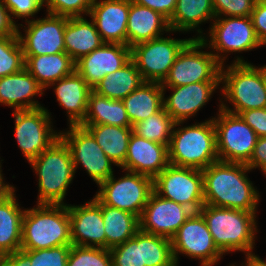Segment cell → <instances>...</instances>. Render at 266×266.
I'll return each mask as SVG.
<instances>
[{
  "instance_id": "obj_1",
  "label": "cell",
  "mask_w": 266,
  "mask_h": 266,
  "mask_svg": "<svg viewBox=\"0 0 266 266\" xmlns=\"http://www.w3.org/2000/svg\"><path fill=\"white\" fill-rule=\"evenodd\" d=\"M244 163L217 161L202 170L204 203L246 212H256L259 192L245 175Z\"/></svg>"
},
{
  "instance_id": "obj_2",
  "label": "cell",
  "mask_w": 266,
  "mask_h": 266,
  "mask_svg": "<svg viewBox=\"0 0 266 266\" xmlns=\"http://www.w3.org/2000/svg\"><path fill=\"white\" fill-rule=\"evenodd\" d=\"M21 232V250L72 245L67 204H38L36 208L25 210Z\"/></svg>"
},
{
  "instance_id": "obj_3",
  "label": "cell",
  "mask_w": 266,
  "mask_h": 266,
  "mask_svg": "<svg viewBox=\"0 0 266 266\" xmlns=\"http://www.w3.org/2000/svg\"><path fill=\"white\" fill-rule=\"evenodd\" d=\"M206 221L214 244L224 254L230 251H244L252 255L256 229V213L242 210L214 207L208 204L199 210Z\"/></svg>"
},
{
  "instance_id": "obj_4",
  "label": "cell",
  "mask_w": 266,
  "mask_h": 266,
  "mask_svg": "<svg viewBox=\"0 0 266 266\" xmlns=\"http://www.w3.org/2000/svg\"><path fill=\"white\" fill-rule=\"evenodd\" d=\"M220 82H224L222 94L234 109L224 103L219 108L237 115L250 109L266 108V65L256 68L238 57L227 70L221 67Z\"/></svg>"
},
{
  "instance_id": "obj_5",
  "label": "cell",
  "mask_w": 266,
  "mask_h": 266,
  "mask_svg": "<svg viewBox=\"0 0 266 266\" xmlns=\"http://www.w3.org/2000/svg\"><path fill=\"white\" fill-rule=\"evenodd\" d=\"M168 152L169 163L178 167L203 170L219 161L213 119L173 128Z\"/></svg>"
},
{
  "instance_id": "obj_6",
  "label": "cell",
  "mask_w": 266,
  "mask_h": 266,
  "mask_svg": "<svg viewBox=\"0 0 266 266\" xmlns=\"http://www.w3.org/2000/svg\"><path fill=\"white\" fill-rule=\"evenodd\" d=\"M29 163L39 176L38 204L63 205L66 190L75 174L66 143L61 138L57 139Z\"/></svg>"
},
{
  "instance_id": "obj_7",
  "label": "cell",
  "mask_w": 266,
  "mask_h": 266,
  "mask_svg": "<svg viewBox=\"0 0 266 266\" xmlns=\"http://www.w3.org/2000/svg\"><path fill=\"white\" fill-rule=\"evenodd\" d=\"M201 39L192 38L178 53L167 77L161 83L167 87L184 86L196 82H220V72L225 57L221 54L204 52ZM222 57V58H221Z\"/></svg>"
},
{
  "instance_id": "obj_8",
  "label": "cell",
  "mask_w": 266,
  "mask_h": 266,
  "mask_svg": "<svg viewBox=\"0 0 266 266\" xmlns=\"http://www.w3.org/2000/svg\"><path fill=\"white\" fill-rule=\"evenodd\" d=\"M218 116L212 119L219 161L246 164L252 156L258 136L240 115L220 108Z\"/></svg>"
},
{
  "instance_id": "obj_9",
  "label": "cell",
  "mask_w": 266,
  "mask_h": 266,
  "mask_svg": "<svg viewBox=\"0 0 266 266\" xmlns=\"http://www.w3.org/2000/svg\"><path fill=\"white\" fill-rule=\"evenodd\" d=\"M95 197L104 205L131 212L141 217L153 190V178L127 171L118 180L114 175L99 184Z\"/></svg>"
},
{
  "instance_id": "obj_10",
  "label": "cell",
  "mask_w": 266,
  "mask_h": 266,
  "mask_svg": "<svg viewBox=\"0 0 266 266\" xmlns=\"http://www.w3.org/2000/svg\"><path fill=\"white\" fill-rule=\"evenodd\" d=\"M153 190L160 197L184 205L192 212H199L205 204L202 170L169 164L153 179Z\"/></svg>"
},
{
  "instance_id": "obj_11",
  "label": "cell",
  "mask_w": 266,
  "mask_h": 266,
  "mask_svg": "<svg viewBox=\"0 0 266 266\" xmlns=\"http://www.w3.org/2000/svg\"><path fill=\"white\" fill-rule=\"evenodd\" d=\"M159 37L131 47V60L145 82L162 83L178 53L191 40Z\"/></svg>"
},
{
  "instance_id": "obj_12",
  "label": "cell",
  "mask_w": 266,
  "mask_h": 266,
  "mask_svg": "<svg viewBox=\"0 0 266 266\" xmlns=\"http://www.w3.org/2000/svg\"><path fill=\"white\" fill-rule=\"evenodd\" d=\"M49 115L44 107L16 110L13 113L15 136L28 162L37 158L60 138V132L55 133L51 127Z\"/></svg>"
},
{
  "instance_id": "obj_13",
  "label": "cell",
  "mask_w": 266,
  "mask_h": 266,
  "mask_svg": "<svg viewBox=\"0 0 266 266\" xmlns=\"http://www.w3.org/2000/svg\"><path fill=\"white\" fill-rule=\"evenodd\" d=\"M170 240L176 265L178 253L200 259L201 266H212L223 256L200 212H193Z\"/></svg>"
},
{
  "instance_id": "obj_14",
  "label": "cell",
  "mask_w": 266,
  "mask_h": 266,
  "mask_svg": "<svg viewBox=\"0 0 266 266\" xmlns=\"http://www.w3.org/2000/svg\"><path fill=\"white\" fill-rule=\"evenodd\" d=\"M69 126L67 132H60V138L70 150L74 170L76 171L77 166L82 164L97 185L101 184L113 175L111 165L113 162L86 128L80 125Z\"/></svg>"
},
{
  "instance_id": "obj_15",
  "label": "cell",
  "mask_w": 266,
  "mask_h": 266,
  "mask_svg": "<svg viewBox=\"0 0 266 266\" xmlns=\"http://www.w3.org/2000/svg\"><path fill=\"white\" fill-rule=\"evenodd\" d=\"M28 23L25 35L19 29L17 35L24 56H39L65 52L64 32L67 23L66 16L48 13L46 18L26 19Z\"/></svg>"
},
{
  "instance_id": "obj_16",
  "label": "cell",
  "mask_w": 266,
  "mask_h": 266,
  "mask_svg": "<svg viewBox=\"0 0 266 266\" xmlns=\"http://www.w3.org/2000/svg\"><path fill=\"white\" fill-rule=\"evenodd\" d=\"M215 19L210 28L208 44L203 35L194 37V39H201L206 46L210 44L209 48H214L216 52L221 53L250 51L262 46L256 36L250 16H233L222 19L215 17Z\"/></svg>"
},
{
  "instance_id": "obj_17",
  "label": "cell",
  "mask_w": 266,
  "mask_h": 266,
  "mask_svg": "<svg viewBox=\"0 0 266 266\" xmlns=\"http://www.w3.org/2000/svg\"><path fill=\"white\" fill-rule=\"evenodd\" d=\"M192 213L186 206L153 191L139 218L140 230L171 239Z\"/></svg>"
},
{
  "instance_id": "obj_18",
  "label": "cell",
  "mask_w": 266,
  "mask_h": 266,
  "mask_svg": "<svg viewBox=\"0 0 266 266\" xmlns=\"http://www.w3.org/2000/svg\"><path fill=\"white\" fill-rule=\"evenodd\" d=\"M131 60V48L118 43H103L75 63V70L93 89L105 75L121 69Z\"/></svg>"
},
{
  "instance_id": "obj_19",
  "label": "cell",
  "mask_w": 266,
  "mask_h": 266,
  "mask_svg": "<svg viewBox=\"0 0 266 266\" xmlns=\"http://www.w3.org/2000/svg\"><path fill=\"white\" fill-rule=\"evenodd\" d=\"M72 245L106 248L101 202L94 197L84 205H67Z\"/></svg>"
},
{
  "instance_id": "obj_20",
  "label": "cell",
  "mask_w": 266,
  "mask_h": 266,
  "mask_svg": "<svg viewBox=\"0 0 266 266\" xmlns=\"http://www.w3.org/2000/svg\"><path fill=\"white\" fill-rule=\"evenodd\" d=\"M94 0L89 15L104 43L127 45L131 0Z\"/></svg>"
},
{
  "instance_id": "obj_21",
  "label": "cell",
  "mask_w": 266,
  "mask_h": 266,
  "mask_svg": "<svg viewBox=\"0 0 266 266\" xmlns=\"http://www.w3.org/2000/svg\"><path fill=\"white\" fill-rule=\"evenodd\" d=\"M168 146L149 141L132 132L121 168L155 178L169 165Z\"/></svg>"
},
{
  "instance_id": "obj_22",
  "label": "cell",
  "mask_w": 266,
  "mask_h": 266,
  "mask_svg": "<svg viewBox=\"0 0 266 266\" xmlns=\"http://www.w3.org/2000/svg\"><path fill=\"white\" fill-rule=\"evenodd\" d=\"M220 83L196 82L169 87L173 93L167 99H163L164 109L175 122H184L206 105Z\"/></svg>"
},
{
  "instance_id": "obj_23",
  "label": "cell",
  "mask_w": 266,
  "mask_h": 266,
  "mask_svg": "<svg viewBox=\"0 0 266 266\" xmlns=\"http://www.w3.org/2000/svg\"><path fill=\"white\" fill-rule=\"evenodd\" d=\"M43 88L37 80L24 68L22 71L0 78V103L16 110H31L41 108L38 101L31 98L40 93Z\"/></svg>"
},
{
  "instance_id": "obj_24",
  "label": "cell",
  "mask_w": 266,
  "mask_h": 266,
  "mask_svg": "<svg viewBox=\"0 0 266 266\" xmlns=\"http://www.w3.org/2000/svg\"><path fill=\"white\" fill-rule=\"evenodd\" d=\"M53 85H56L55 93L59 105L67 110L69 124L80 125L86 116L89 95L93 89L76 70L50 86Z\"/></svg>"
},
{
  "instance_id": "obj_25",
  "label": "cell",
  "mask_w": 266,
  "mask_h": 266,
  "mask_svg": "<svg viewBox=\"0 0 266 266\" xmlns=\"http://www.w3.org/2000/svg\"><path fill=\"white\" fill-rule=\"evenodd\" d=\"M170 32L168 20L149 7L131 1L127 23V46L161 37V32Z\"/></svg>"
},
{
  "instance_id": "obj_26",
  "label": "cell",
  "mask_w": 266,
  "mask_h": 266,
  "mask_svg": "<svg viewBox=\"0 0 266 266\" xmlns=\"http://www.w3.org/2000/svg\"><path fill=\"white\" fill-rule=\"evenodd\" d=\"M14 189L0 199V257H6L21 249L25 210L19 207Z\"/></svg>"
},
{
  "instance_id": "obj_27",
  "label": "cell",
  "mask_w": 266,
  "mask_h": 266,
  "mask_svg": "<svg viewBox=\"0 0 266 266\" xmlns=\"http://www.w3.org/2000/svg\"><path fill=\"white\" fill-rule=\"evenodd\" d=\"M65 52L76 63L83 56L99 48L104 42L93 22L82 16L67 17L64 32Z\"/></svg>"
},
{
  "instance_id": "obj_28",
  "label": "cell",
  "mask_w": 266,
  "mask_h": 266,
  "mask_svg": "<svg viewBox=\"0 0 266 266\" xmlns=\"http://www.w3.org/2000/svg\"><path fill=\"white\" fill-rule=\"evenodd\" d=\"M24 57L25 69L43 89L75 71V62L66 52Z\"/></svg>"
},
{
  "instance_id": "obj_29",
  "label": "cell",
  "mask_w": 266,
  "mask_h": 266,
  "mask_svg": "<svg viewBox=\"0 0 266 266\" xmlns=\"http://www.w3.org/2000/svg\"><path fill=\"white\" fill-rule=\"evenodd\" d=\"M164 90L161 83L144 82L122 101L132 127L163 107Z\"/></svg>"
},
{
  "instance_id": "obj_30",
  "label": "cell",
  "mask_w": 266,
  "mask_h": 266,
  "mask_svg": "<svg viewBox=\"0 0 266 266\" xmlns=\"http://www.w3.org/2000/svg\"><path fill=\"white\" fill-rule=\"evenodd\" d=\"M96 139L106 156L116 166H122L126 159L132 127H119L107 124H80Z\"/></svg>"
},
{
  "instance_id": "obj_31",
  "label": "cell",
  "mask_w": 266,
  "mask_h": 266,
  "mask_svg": "<svg viewBox=\"0 0 266 266\" xmlns=\"http://www.w3.org/2000/svg\"><path fill=\"white\" fill-rule=\"evenodd\" d=\"M101 210L107 249L123 244L140 230L139 217L135 214L102 203Z\"/></svg>"
},
{
  "instance_id": "obj_32",
  "label": "cell",
  "mask_w": 266,
  "mask_h": 266,
  "mask_svg": "<svg viewBox=\"0 0 266 266\" xmlns=\"http://www.w3.org/2000/svg\"><path fill=\"white\" fill-rule=\"evenodd\" d=\"M81 124L132 127L122 100H113L91 91L86 116Z\"/></svg>"
},
{
  "instance_id": "obj_33",
  "label": "cell",
  "mask_w": 266,
  "mask_h": 266,
  "mask_svg": "<svg viewBox=\"0 0 266 266\" xmlns=\"http://www.w3.org/2000/svg\"><path fill=\"white\" fill-rule=\"evenodd\" d=\"M145 81L135 63L130 60L121 69L105 75L93 91L113 100H123Z\"/></svg>"
},
{
  "instance_id": "obj_34",
  "label": "cell",
  "mask_w": 266,
  "mask_h": 266,
  "mask_svg": "<svg viewBox=\"0 0 266 266\" xmlns=\"http://www.w3.org/2000/svg\"><path fill=\"white\" fill-rule=\"evenodd\" d=\"M213 18L215 20L212 0H177L175 11L168 23L171 31L184 32Z\"/></svg>"
},
{
  "instance_id": "obj_35",
  "label": "cell",
  "mask_w": 266,
  "mask_h": 266,
  "mask_svg": "<svg viewBox=\"0 0 266 266\" xmlns=\"http://www.w3.org/2000/svg\"><path fill=\"white\" fill-rule=\"evenodd\" d=\"M180 124L182 122H175L163 107L159 112L136 123L132 128L133 132L140 137L169 147L173 128Z\"/></svg>"
},
{
  "instance_id": "obj_36",
  "label": "cell",
  "mask_w": 266,
  "mask_h": 266,
  "mask_svg": "<svg viewBox=\"0 0 266 266\" xmlns=\"http://www.w3.org/2000/svg\"><path fill=\"white\" fill-rule=\"evenodd\" d=\"M142 265L177 266L170 238L141 231Z\"/></svg>"
},
{
  "instance_id": "obj_37",
  "label": "cell",
  "mask_w": 266,
  "mask_h": 266,
  "mask_svg": "<svg viewBox=\"0 0 266 266\" xmlns=\"http://www.w3.org/2000/svg\"><path fill=\"white\" fill-rule=\"evenodd\" d=\"M24 68L25 57L18 35L0 37V78Z\"/></svg>"
},
{
  "instance_id": "obj_38",
  "label": "cell",
  "mask_w": 266,
  "mask_h": 266,
  "mask_svg": "<svg viewBox=\"0 0 266 266\" xmlns=\"http://www.w3.org/2000/svg\"><path fill=\"white\" fill-rule=\"evenodd\" d=\"M66 266H112V256L107 248L71 245Z\"/></svg>"
},
{
  "instance_id": "obj_39",
  "label": "cell",
  "mask_w": 266,
  "mask_h": 266,
  "mask_svg": "<svg viewBox=\"0 0 266 266\" xmlns=\"http://www.w3.org/2000/svg\"><path fill=\"white\" fill-rule=\"evenodd\" d=\"M110 250L112 266H145L142 265L141 230L123 244Z\"/></svg>"
},
{
  "instance_id": "obj_40",
  "label": "cell",
  "mask_w": 266,
  "mask_h": 266,
  "mask_svg": "<svg viewBox=\"0 0 266 266\" xmlns=\"http://www.w3.org/2000/svg\"><path fill=\"white\" fill-rule=\"evenodd\" d=\"M71 245L49 249L23 250L30 258V266H66Z\"/></svg>"
},
{
  "instance_id": "obj_41",
  "label": "cell",
  "mask_w": 266,
  "mask_h": 266,
  "mask_svg": "<svg viewBox=\"0 0 266 266\" xmlns=\"http://www.w3.org/2000/svg\"><path fill=\"white\" fill-rule=\"evenodd\" d=\"M94 0H43L47 12L66 17H78L85 13L89 15Z\"/></svg>"
},
{
  "instance_id": "obj_42",
  "label": "cell",
  "mask_w": 266,
  "mask_h": 266,
  "mask_svg": "<svg viewBox=\"0 0 266 266\" xmlns=\"http://www.w3.org/2000/svg\"><path fill=\"white\" fill-rule=\"evenodd\" d=\"M256 0H212L215 17L250 16Z\"/></svg>"
},
{
  "instance_id": "obj_43",
  "label": "cell",
  "mask_w": 266,
  "mask_h": 266,
  "mask_svg": "<svg viewBox=\"0 0 266 266\" xmlns=\"http://www.w3.org/2000/svg\"><path fill=\"white\" fill-rule=\"evenodd\" d=\"M10 14L17 18L33 17L43 6V0H3Z\"/></svg>"
},
{
  "instance_id": "obj_44",
  "label": "cell",
  "mask_w": 266,
  "mask_h": 266,
  "mask_svg": "<svg viewBox=\"0 0 266 266\" xmlns=\"http://www.w3.org/2000/svg\"><path fill=\"white\" fill-rule=\"evenodd\" d=\"M256 36L261 45L266 44V0H256L250 15Z\"/></svg>"
},
{
  "instance_id": "obj_45",
  "label": "cell",
  "mask_w": 266,
  "mask_h": 266,
  "mask_svg": "<svg viewBox=\"0 0 266 266\" xmlns=\"http://www.w3.org/2000/svg\"><path fill=\"white\" fill-rule=\"evenodd\" d=\"M239 115L258 137H266V108L242 111Z\"/></svg>"
},
{
  "instance_id": "obj_46",
  "label": "cell",
  "mask_w": 266,
  "mask_h": 266,
  "mask_svg": "<svg viewBox=\"0 0 266 266\" xmlns=\"http://www.w3.org/2000/svg\"><path fill=\"white\" fill-rule=\"evenodd\" d=\"M133 3L149 7L152 10L160 13L168 21L171 19L177 0H131Z\"/></svg>"
},
{
  "instance_id": "obj_47",
  "label": "cell",
  "mask_w": 266,
  "mask_h": 266,
  "mask_svg": "<svg viewBox=\"0 0 266 266\" xmlns=\"http://www.w3.org/2000/svg\"><path fill=\"white\" fill-rule=\"evenodd\" d=\"M246 165L250 170L259 167L266 174V137H258L252 156Z\"/></svg>"
},
{
  "instance_id": "obj_48",
  "label": "cell",
  "mask_w": 266,
  "mask_h": 266,
  "mask_svg": "<svg viewBox=\"0 0 266 266\" xmlns=\"http://www.w3.org/2000/svg\"><path fill=\"white\" fill-rule=\"evenodd\" d=\"M7 7L4 5V1L0 0V37L17 35V29L19 28L13 19L12 15L8 13Z\"/></svg>"
},
{
  "instance_id": "obj_49",
  "label": "cell",
  "mask_w": 266,
  "mask_h": 266,
  "mask_svg": "<svg viewBox=\"0 0 266 266\" xmlns=\"http://www.w3.org/2000/svg\"><path fill=\"white\" fill-rule=\"evenodd\" d=\"M31 258L23 251L17 250L16 252L0 257V266H30Z\"/></svg>"
},
{
  "instance_id": "obj_50",
  "label": "cell",
  "mask_w": 266,
  "mask_h": 266,
  "mask_svg": "<svg viewBox=\"0 0 266 266\" xmlns=\"http://www.w3.org/2000/svg\"><path fill=\"white\" fill-rule=\"evenodd\" d=\"M1 173V163H0V199L8 194L14 187L3 182V177Z\"/></svg>"
},
{
  "instance_id": "obj_51",
  "label": "cell",
  "mask_w": 266,
  "mask_h": 266,
  "mask_svg": "<svg viewBox=\"0 0 266 266\" xmlns=\"http://www.w3.org/2000/svg\"><path fill=\"white\" fill-rule=\"evenodd\" d=\"M245 266H264V264L256 257L255 254L246 256Z\"/></svg>"
},
{
  "instance_id": "obj_52",
  "label": "cell",
  "mask_w": 266,
  "mask_h": 266,
  "mask_svg": "<svg viewBox=\"0 0 266 266\" xmlns=\"http://www.w3.org/2000/svg\"><path fill=\"white\" fill-rule=\"evenodd\" d=\"M263 264L264 266H266V261L264 262V260L260 259V257L256 256Z\"/></svg>"
}]
</instances>
